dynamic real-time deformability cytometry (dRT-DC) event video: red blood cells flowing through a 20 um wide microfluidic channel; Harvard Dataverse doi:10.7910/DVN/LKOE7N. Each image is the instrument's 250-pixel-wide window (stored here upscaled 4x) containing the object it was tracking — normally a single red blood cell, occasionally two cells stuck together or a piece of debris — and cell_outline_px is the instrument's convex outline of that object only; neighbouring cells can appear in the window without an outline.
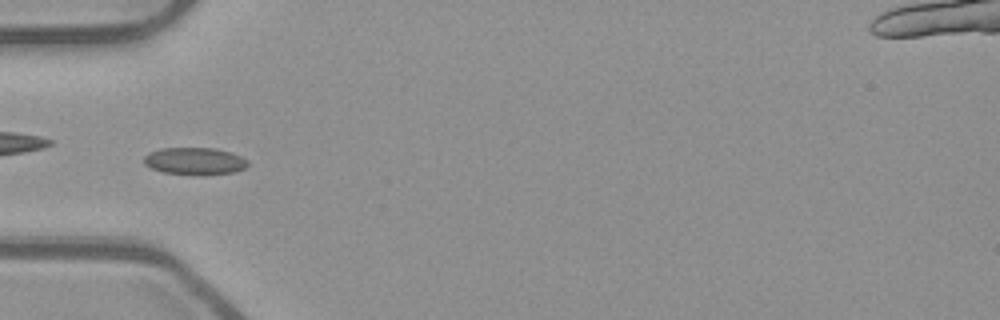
{"species": "common noctule bat (a hibernating species)", "species_latin": "Nyctalus noctula", "temperature_condition": "room temperature", "stored_images_in_passage": 42, "camera_frame_rate_fps": 3000, "um_per_image_px": 0.085, "animal": {"sex": "male", "body_mass_g": 23.1, "forearm_length_mm": 52.7}, "frame": {"image": 1, "passage_image": 6, "time_ms": 1.667, "image_size_px": [1000, 320], "cell_outline_px": [[248, 164], [244, 168], [236, 172], [200, 176], [196, 176], [164, 172], [152, 168], [144, 164], [144, 156], [148, 152], [160, 148], [216, 148], [232, 152], [248, 160]], "centroid_in_image_um": [16.56, 13.7], "position_along_channel_um": 68.4, "area_um2": 16.82}}
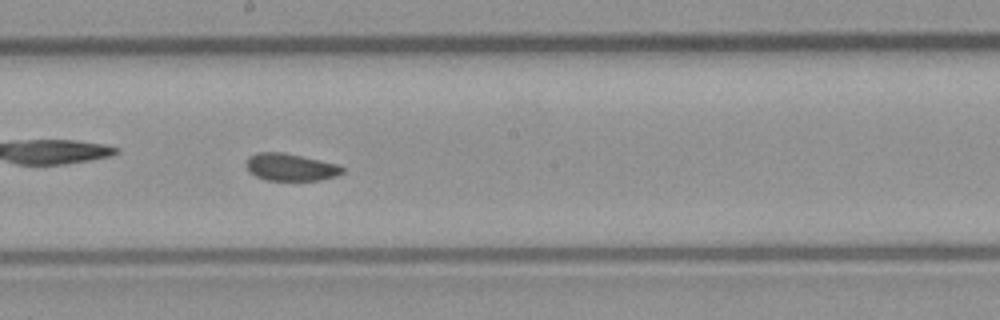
{"frame": {"image": 2, "passage_image": 18, "time_ms": 5.667, "image_size_px": [1000, 320], "cell_outline_px": [[344, 172], [336, 176], [320, 180], [264, 180], [248, 172], [244, 164], [248, 156], [256, 152], [284, 152], [340, 164], [344, 168]], "centroid_in_image_um": [24.67, 14.2], "position_along_channel_um": 223.5, "area_um2": 15.66}}
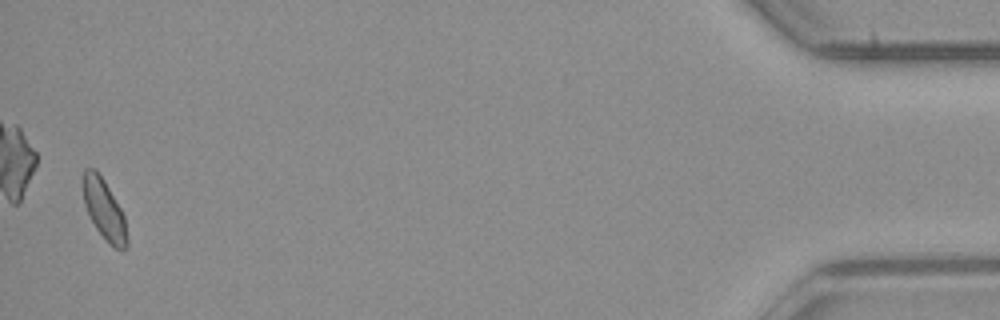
{"frame": {"image": 3, "passage_image": 41, "time_ms": 13.333, "image_size_px": [1000, 320], "cell_outline_px": [[128, 244], [120, 252], [96, 228], [84, 204], [84, 168], [96, 168], [104, 180], [120, 208], [124, 216], [128, 240]], "centroid_in_image_um": [8.87, 17.79], "position_along_channel_um": 426.3, "area_um2": 14.91}, "authors_computed_cell_mechanics": {"area_um2": 15.8083, "velocity_mm_per_s": 3.852, "shape_relaxation_time_tau1_ms": 1.3523, "shape_relaxation_time_tau2_ms": null, "deformation_change_tau1": 0.047, "deformation_change_tau2": null}}